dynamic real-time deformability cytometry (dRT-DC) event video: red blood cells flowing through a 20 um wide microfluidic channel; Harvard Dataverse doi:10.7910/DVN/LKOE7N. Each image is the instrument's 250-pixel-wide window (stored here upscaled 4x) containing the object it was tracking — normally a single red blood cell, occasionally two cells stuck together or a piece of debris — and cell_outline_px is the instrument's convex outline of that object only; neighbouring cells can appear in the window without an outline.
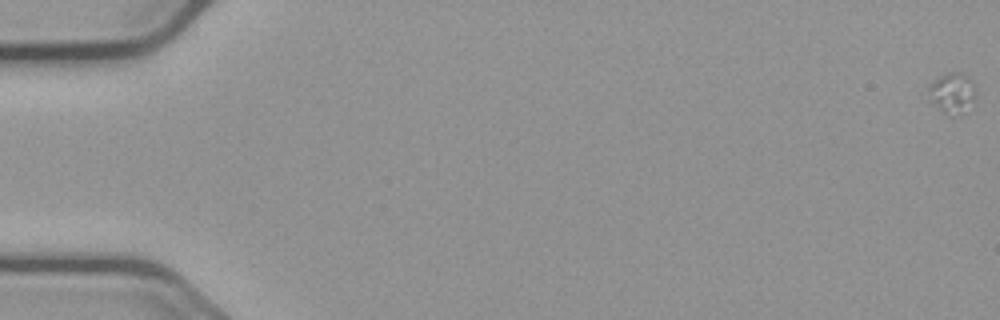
{"species": "common noctule bat (a hibernating species)", "species_latin": "Nyctalus noctula", "temperature_condition": "cold", "stored_images_in_passage": 45, "camera_frame_rate_fps": 3000, "um_per_image_px": 0.085, "animal": {"sex": "male", "body_mass_g": 23.1, "forearm_length_mm": 52.7}, "frame": {"image": 1, "passage_image": 1, "time_ms": 0.0, "image_size_px": [1000, 320], "cell_outline_px": [[976, 100], [964, 112], [956, 116], [948, 116], [928, 100], [928, 84], [940, 76], [952, 72], [960, 72], [972, 80], [976, 92]], "centroid_in_image_um": [80.94, 7.94], "position_along_channel_um": 4.1, "area_um2": 11.5}}